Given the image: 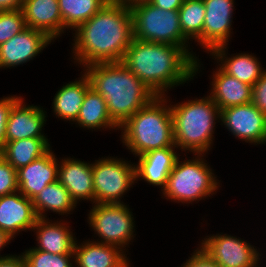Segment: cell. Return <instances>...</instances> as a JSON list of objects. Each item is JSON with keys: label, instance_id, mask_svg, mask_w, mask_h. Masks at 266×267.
Returning <instances> with one entry per match:
<instances>
[{"label": "cell", "instance_id": "cell-5", "mask_svg": "<svg viewBox=\"0 0 266 267\" xmlns=\"http://www.w3.org/2000/svg\"><path fill=\"white\" fill-rule=\"evenodd\" d=\"M168 96H156L139 109L120 128L121 141L138 157L164 147L176 146Z\"/></svg>", "mask_w": 266, "mask_h": 267}, {"label": "cell", "instance_id": "cell-36", "mask_svg": "<svg viewBox=\"0 0 266 267\" xmlns=\"http://www.w3.org/2000/svg\"><path fill=\"white\" fill-rule=\"evenodd\" d=\"M0 267H27L23 254H7L0 258Z\"/></svg>", "mask_w": 266, "mask_h": 267}, {"label": "cell", "instance_id": "cell-7", "mask_svg": "<svg viewBox=\"0 0 266 267\" xmlns=\"http://www.w3.org/2000/svg\"><path fill=\"white\" fill-rule=\"evenodd\" d=\"M130 9L133 17V38L182 47L195 60V75L200 73L203 64L182 33L178 10L166 11L150 2L136 4Z\"/></svg>", "mask_w": 266, "mask_h": 267}, {"label": "cell", "instance_id": "cell-35", "mask_svg": "<svg viewBox=\"0 0 266 267\" xmlns=\"http://www.w3.org/2000/svg\"><path fill=\"white\" fill-rule=\"evenodd\" d=\"M254 106L266 115V71L252 86V101Z\"/></svg>", "mask_w": 266, "mask_h": 267}, {"label": "cell", "instance_id": "cell-34", "mask_svg": "<svg viewBox=\"0 0 266 267\" xmlns=\"http://www.w3.org/2000/svg\"><path fill=\"white\" fill-rule=\"evenodd\" d=\"M180 267H220L200 246L191 254Z\"/></svg>", "mask_w": 266, "mask_h": 267}, {"label": "cell", "instance_id": "cell-29", "mask_svg": "<svg viewBox=\"0 0 266 267\" xmlns=\"http://www.w3.org/2000/svg\"><path fill=\"white\" fill-rule=\"evenodd\" d=\"M178 12L183 35L189 41H197V45L202 48V32L206 12L204 1L184 0Z\"/></svg>", "mask_w": 266, "mask_h": 267}, {"label": "cell", "instance_id": "cell-16", "mask_svg": "<svg viewBox=\"0 0 266 267\" xmlns=\"http://www.w3.org/2000/svg\"><path fill=\"white\" fill-rule=\"evenodd\" d=\"M58 181L68 190L75 203L95 204L92 163L71 157L58 158Z\"/></svg>", "mask_w": 266, "mask_h": 267}, {"label": "cell", "instance_id": "cell-14", "mask_svg": "<svg viewBox=\"0 0 266 267\" xmlns=\"http://www.w3.org/2000/svg\"><path fill=\"white\" fill-rule=\"evenodd\" d=\"M46 113L40 105L25 104L20 95L9 113L5 143L26 138H47L42 131L47 121Z\"/></svg>", "mask_w": 266, "mask_h": 267}, {"label": "cell", "instance_id": "cell-2", "mask_svg": "<svg viewBox=\"0 0 266 267\" xmlns=\"http://www.w3.org/2000/svg\"><path fill=\"white\" fill-rule=\"evenodd\" d=\"M121 62L156 96L196 77L195 60L176 45L133 38Z\"/></svg>", "mask_w": 266, "mask_h": 267}, {"label": "cell", "instance_id": "cell-11", "mask_svg": "<svg viewBox=\"0 0 266 267\" xmlns=\"http://www.w3.org/2000/svg\"><path fill=\"white\" fill-rule=\"evenodd\" d=\"M222 126L246 143L266 144V115L252 102L220 110Z\"/></svg>", "mask_w": 266, "mask_h": 267}, {"label": "cell", "instance_id": "cell-10", "mask_svg": "<svg viewBox=\"0 0 266 267\" xmlns=\"http://www.w3.org/2000/svg\"><path fill=\"white\" fill-rule=\"evenodd\" d=\"M200 247L220 267H260L262 263L256 246L231 234L206 235L200 241Z\"/></svg>", "mask_w": 266, "mask_h": 267}, {"label": "cell", "instance_id": "cell-4", "mask_svg": "<svg viewBox=\"0 0 266 267\" xmlns=\"http://www.w3.org/2000/svg\"><path fill=\"white\" fill-rule=\"evenodd\" d=\"M174 142L179 150L192 154H207L214 144L216 123L220 110L209 95L193 100L170 102ZM217 121V122H216Z\"/></svg>", "mask_w": 266, "mask_h": 267}, {"label": "cell", "instance_id": "cell-17", "mask_svg": "<svg viewBox=\"0 0 266 267\" xmlns=\"http://www.w3.org/2000/svg\"><path fill=\"white\" fill-rule=\"evenodd\" d=\"M177 146L154 149L138 156L135 183L144 180L149 185L165 188L167 179L180 154ZM177 152V153H176Z\"/></svg>", "mask_w": 266, "mask_h": 267}, {"label": "cell", "instance_id": "cell-1", "mask_svg": "<svg viewBox=\"0 0 266 267\" xmlns=\"http://www.w3.org/2000/svg\"><path fill=\"white\" fill-rule=\"evenodd\" d=\"M72 34L71 58L81 68L121 62L133 39L131 9L121 2L106 3Z\"/></svg>", "mask_w": 266, "mask_h": 267}, {"label": "cell", "instance_id": "cell-41", "mask_svg": "<svg viewBox=\"0 0 266 267\" xmlns=\"http://www.w3.org/2000/svg\"><path fill=\"white\" fill-rule=\"evenodd\" d=\"M107 3L119 2V0H105Z\"/></svg>", "mask_w": 266, "mask_h": 267}, {"label": "cell", "instance_id": "cell-20", "mask_svg": "<svg viewBox=\"0 0 266 267\" xmlns=\"http://www.w3.org/2000/svg\"><path fill=\"white\" fill-rule=\"evenodd\" d=\"M73 253L75 267H131L124 250L96 240H76Z\"/></svg>", "mask_w": 266, "mask_h": 267}, {"label": "cell", "instance_id": "cell-27", "mask_svg": "<svg viewBox=\"0 0 266 267\" xmlns=\"http://www.w3.org/2000/svg\"><path fill=\"white\" fill-rule=\"evenodd\" d=\"M49 141L48 138H26L6 142L1 154L18 170L46 154L52 148Z\"/></svg>", "mask_w": 266, "mask_h": 267}, {"label": "cell", "instance_id": "cell-9", "mask_svg": "<svg viewBox=\"0 0 266 267\" xmlns=\"http://www.w3.org/2000/svg\"><path fill=\"white\" fill-rule=\"evenodd\" d=\"M92 172L95 204L124 203L123 195L135 184V162L118 156L95 160Z\"/></svg>", "mask_w": 266, "mask_h": 267}, {"label": "cell", "instance_id": "cell-33", "mask_svg": "<svg viewBox=\"0 0 266 267\" xmlns=\"http://www.w3.org/2000/svg\"><path fill=\"white\" fill-rule=\"evenodd\" d=\"M20 98V96L11 95L3 96L0 98V153L5 145V133H6V123L8 121L9 113L11 111L12 105Z\"/></svg>", "mask_w": 266, "mask_h": 267}, {"label": "cell", "instance_id": "cell-26", "mask_svg": "<svg viewBox=\"0 0 266 267\" xmlns=\"http://www.w3.org/2000/svg\"><path fill=\"white\" fill-rule=\"evenodd\" d=\"M32 203L37 217L43 219H46L48 211L68 216L77 208L68 190L58 180L44 187L32 199Z\"/></svg>", "mask_w": 266, "mask_h": 267}, {"label": "cell", "instance_id": "cell-8", "mask_svg": "<svg viewBox=\"0 0 266 267\" xmlns=\"http://www.w3.org/2000/svg\"><path fill=\"white\" fill-rule=\"evenodd\" d=\"M87 222L98 236L97 242L117 246L125 252L136 236L134 215L126 203L93 204Z\"/></svg>", "mask_w": 266, "mask_h": 267}, {"label": "cell", "instance_id": "cell-28", "mask_svg": "<svg viewBox=\"0 0 266 267\" xmlns=\"http://www.w3.org/2000/svg\"><path fill=\"white\" fill-rule=\"evenodd\" d=\"M107 2L105 0H58L63 21V34L66 29L72 33L84 22L92 18ZM65 31V32H64Z\"/></svg>", "mask_w": 266, "mask_h": 267}, {"label": "cell", "instance_id": "cell-3", "mask_svg": "<svg viewBox=\"0 0 266 267\" xmlns=\"http://www.w3.org/2000/svg\"><path fill=\"white\" fill-rule=\"evenodd\" d=\"M82 70L91 88L104 97L108 113L119 127L156 97L122 62L96 63Z\"/></svg>", "mask_w": 266, "mask_h": 267}, {"label": "cell", "instance_id": "cell-6", "mask_svg": "<svg viewBox=\"0 0 266 267\" xmlns=\"http://www.w3.org/2000/svg\"><path fill=\"white\" fill-rule=\"evenodd\" d=\"M205 155L193 154L192 159L185 158L183 161L178 157L161 196L167 201L188 205L214 196L218 192L220 181L205 160Z\"/></svg>", "mask_w": 266, "mask_h": 267}, {"label": "cell", "instance_id": "cell-38", "mask_svg": "<svg viewBox=\"0 0 266 267\" xmlns=\"http://www.w3.org/2000/svg\"><path fill=\"white\" fill-rule=\"evenodd\" d=\"M24 0H0V11L20 10Z\"/></svg>", "mask_w": 266, "mask_h": 267}, {"label": "cell", "instance_id": "cell-37", "mask_svg": "<svg viewBox=\"0 0 266 267\" xmlns=\"http://www.w3.org/2000/svg\"><path fill=\"white\" fill-rule=\"evenodd\" d=\"M184 0H150L149 2L163 10H179Z\"/></svg>", "mask_w": 266, "mask_h": 267}, {"label": "cell", "instance_id": "cell-19", "mask_svg": "<svg viewBox=\"0 0 266 267\" xmlns=\"http://www.w3.org/2000/svg\"><path fill=\"white\" fill-rule=\"evenodd\" d=\"M53 221L49 217L37 219L32 229L37 241L34 248L52 254H74L76 236L69 222L64 219Z\"/></svg>", "mask_w": 266, "mask_h": 267}, {"label": "cell", "instance_id": "cell-40", "mask_svg": "<svg viewBox=\"0 0 266 267\" xmlns=\"http://www.w3.org/2000/svg\"><path fill=\"white\" fill-rule=\"evenodd\" d=\"M150 0H119V2L124 3L127 7H132L136 4L149 2Z\"/></svg>", "mask_w": 266, "mask_h": 267}, {"label": "cell", "instance_id": "cell-23", "mask_svg": "<svg viewBox=\"0 0 266 267\" xmlns=\"http://www.w3.org/2000/svg\"><path fill=\"white\" fill-rule=\"evenodd\" d=\"M213 70L210 80L211 91L208 95L212 98L219 110L246 104L252 101V86L237 80L219 67Z\"/></svg>", "mask_w": 266, "mask_h": 267}, {"label": "cell", "instance_id": "cell-13", "mask_svg": "<svg viewBox=\"0 0 266 267\" xmlns=\"http://www.w3.org/2000/svg\"><path fill=\"white\" fill-rule=\"evenodd\" d=\"M52 42L54 40L43 31L25 28L0 45V69H11L33 61Z\"/></svg>", "mask_w": 266, "mask_h": 267}, {"label": "cell", "instance_id": "cell-24", "mask_svg": "<svg viewBox=\"0 0 266 267\" xmlns=\"http://www.w3.org/2000/svg\"><path fill=\"white\" fill-rule=\"evenodd\" d=\"M80 73L78 80L65 83L52 100V110L56 118L72 122L71 124L77 120L84 96L91 87L86 74L82 71Z\"/></svg>", "mask_w": 266, "mask_h": 267}, {"label": "cell", "instance_id": "cell-25", "mask_svg": "<svg viewBox=\"0 0 266 267\" xmlns=\"http://www.w3.org/2000/svg\"><path fill=\"white\" fill-rule=\"evenodd\" d=\"M79 128L87 130L109 129L119 130V126L111 119L107 103L104 97L96 92L93 88H89L84 96L79 116L73 123Z\"/></svg>", "mask_w": 266, "mask_h": 267}, {"label": "cell", "instance_id": "cell-15", "mask_svg": "<svg viewBox=\"0 0 266 267\" xmlns=\"http://www.w3.org/2000/svg\"><path fill=\"white\" fill-rule=\"evenodd\" d=\"M37 219L32 200L19 191L0 196V230L13 239L22 231H32Z\"/></svg>", "mask_w": 266, "mask_h": 267}, {"label": "cell", "instance_id": "cell-39", "mask_svg": "<svg viewBox=\"0 0 266 267\" xmlns=\"http://www.w3.org/2000/svg\"><path fill=\"white\" fill-rule=\"evenodd\" d=\"M12 237H10L6 232L0 230V251L3 250L5 246L10 245ZM1 253V252H0ZM6 257L5 255L0 254V258Z\"/></svg>", "mask_w": 266, "mask_h": 267}, {"label": "cell", "instance_id": "cell-12", "mask_svg": "<svg viewBox=\"0 0 266 267\" xmlns=\"http://www.w3.org/2000/svg\"><path fill=\"white\" fill-rule=\"evenodd\" d=\"M205 20L202 32L203 52L210 53L213 49L228 45L232 38L234 0H203ZM231 36V38H230Z\"/></svg>", "mask_w": 266, "mask_h": 267}, {"label": "cell", "instance_id": "cell-18", "mask_svg": "<svg viewBox=\"0 0 266 267\" xmlns=\"http://www.w3.org/2000/svg\"><path fill=\"white\" fill-rule=\"evenodd\" d=\"M59 161L53 150L17 171L18 191L33 199L48 184L58 180Z\"/></svg>", "mask_w": 266, "mask_h": 267}, {"label": "cell", "instance_id": "cell-30", "mask_svg": "<svg viewBox=\"0 0 266 267\" xmlns=\"http://www.w3.org/2000/svg\"><path fill=\"white\" fill-rule=\"evenodd\" d=\"M23 256L27 267H74V254H52L34 247L25 250Z\"/></svg>", "mask_w": 266, "mask_h": 267}, {"label": "cell", "instance_id": "cell-32", "mask_svg": "<svg viewBox=\"0 0 266 267\" xmlns=\"http://www.w3.org/2000/svg\"><path fill=\"white\" fill-rule=\"evenodd\" d=\"M18 191L17 171L0 153V196Z\"/></svg>", "mask_w": 266, "mask_h": 267}, {"label": "cell", "instance_id": "cell-22", "mask_svg": "<svg viewBox=\"0 0 266 267\" xmlns=\"http://www.w3.org/2000/svg\"><path fill=\"white\" fill-rule=\"evenodd\" d=\"M21 10L27 27L43 31L54 41L63 35L58 0H24Z\"/></svg>", "mask_w": 266, "mask_h": 267}, {"label": "cell", "instance_id": "cell-21", "mask_svg": "<svg viewBox=\"0 0 266 267\" xmlns=\"http://www.w3.org/2000/svg\"><path fill=\"white\" fill-rule=\"evenodd\" d=\"M227 45L219 46L213 49L209 54L210 57L218 63V67L226 74L235 77L237 80L253 86L266 71L259 58L254 54L236 53L229 54ZM229 54V56H228Z\"/></svg>", "mask_w": 266, "mask_h": 267}, {"label": "cell", "instance_id": "cell-31", "mask_svg": "<svg viewBox=\"0 0 266 267\" xmlns=\"http://www.w3.org/2000/svg\"><path fill=\"white\" fill-rule=\"evenodd\" d=\"M26 26L22 10L0 11V45L22 32Z\"/></svg>", "mask_w": 266, "mask_h": 267}]
</instances>
